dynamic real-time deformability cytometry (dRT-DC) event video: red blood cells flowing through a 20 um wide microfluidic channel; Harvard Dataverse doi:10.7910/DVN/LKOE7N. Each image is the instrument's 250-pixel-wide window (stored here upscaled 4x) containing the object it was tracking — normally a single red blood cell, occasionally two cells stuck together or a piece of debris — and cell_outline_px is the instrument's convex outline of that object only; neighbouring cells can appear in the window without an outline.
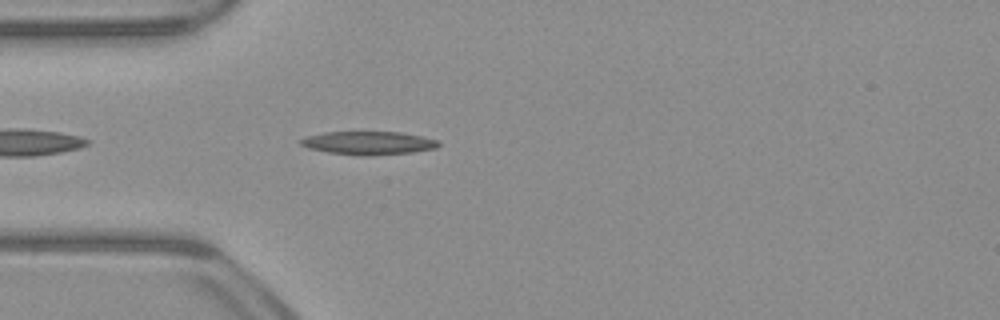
{"species": "common noctule bat (a hibernating species)", "species_latin": "Nyctalus noctula", "temperature_condition": "warm", "stored_images_in_passage": 12, "camera_frame_rate_fps": 3000, "um_per_image_px": 0.085, "animal": {"sex": "male", "body_mass_g": 23.1, "forearm_length_mm": 52.7}, "frame": {"image": 1, "passage_image": 4, "time_ms": 1.0, "image_size_px": [1000, 320], "cell_outline_px": [[440, 144], [436, 148], [412, 152], [372, 156], [360, 156], [328, 152], [308, 148], [300, 144], [300, 140], [308, 136], [324, 132], [400, 132], [440, 140]], "centroid_in_image_um": [31.34, 12.16], "position_along_channel_um": 53.7, "area_um2": 18.73}}